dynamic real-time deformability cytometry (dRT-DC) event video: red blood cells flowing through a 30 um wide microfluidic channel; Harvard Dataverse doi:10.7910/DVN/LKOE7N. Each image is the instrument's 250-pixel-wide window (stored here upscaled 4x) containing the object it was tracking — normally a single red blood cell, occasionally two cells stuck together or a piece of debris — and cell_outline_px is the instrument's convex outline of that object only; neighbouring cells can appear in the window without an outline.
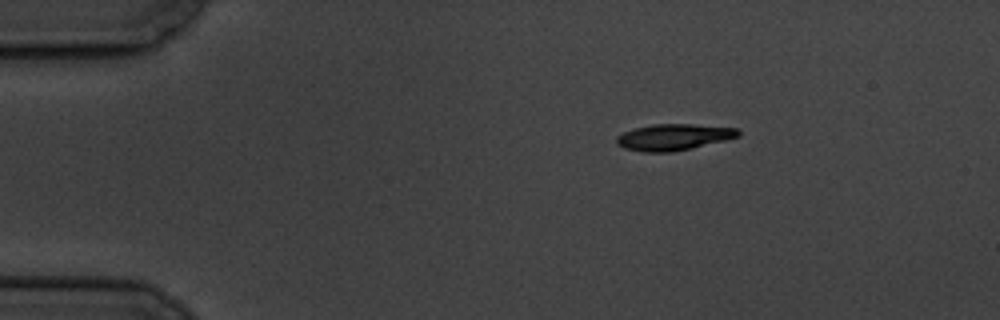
{"species": "common noctule bat (a hibernating species)", "species_latin": "Nyctalus noctula", "temperature_condition": "cold", "stored_images_in_passage": 3, "camera_frame_rate_fps": 3000, "um_per_image_px": 0.085, "animal": {"sex": "male", "body_mass_g": 19.5, "forearm_length_mm": 54.6}, "frame": {"image": 1, "passage_image": 3, "time_ms": 2.333, "image_size_px": [1000, 320], "cell_outline_px": [[740, 136], [692, 148], [672, 152], [644, 152], [624, 148], [616, 144], [616, 136], [624, 132], [636, 128], [652, 124], [692, 124], [736, 128], [740, 132]], "centroid_in_image_um": [57.23, 11.65], "position_along_channel_um": 27.8, "area_um2": 18.55}}